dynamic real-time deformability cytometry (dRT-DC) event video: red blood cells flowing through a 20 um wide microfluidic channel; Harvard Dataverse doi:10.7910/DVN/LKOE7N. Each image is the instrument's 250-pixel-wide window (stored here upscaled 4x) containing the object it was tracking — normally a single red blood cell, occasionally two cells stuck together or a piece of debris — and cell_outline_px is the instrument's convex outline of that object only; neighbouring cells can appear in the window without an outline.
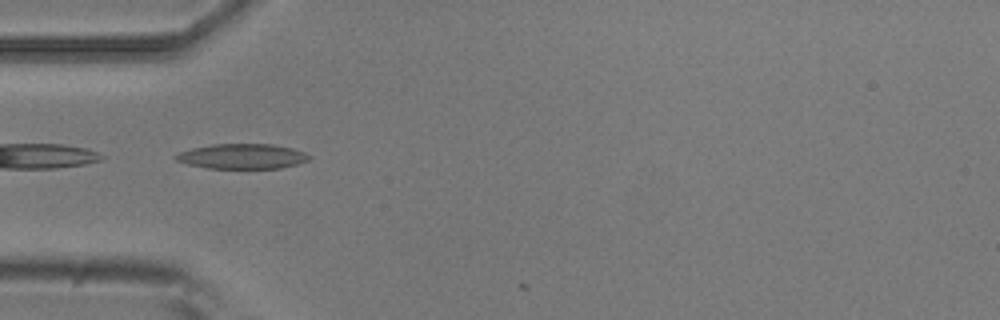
{"species": "common noctule bat (a hibernating species)", "species_latin": "Nyctalus noctula", "temperature_condition": "room temperature", "stored_images_in_passage": 3, "camera_frame_rate_fps": 3000, "um_per_image_px": 0.085, "animal": {"sex": "male", "body_mass_g": 20.5, "forearm_length_mm": 52.5}, "frame": {"image": 1, "passage_image": 2, "time_ms": 0.333, "image_size_px": [1000, 320], "cell_outline_px": [[312, 156], [308, 160], [296, 164], [280, 168], [208, 168], [188, 164], [176, 160], [176, 156], [180, 152], [192, 148], [212, 144], [272, 144], [292, 148], [304, 152]], "centroid_in_image_um": [20.61, 13.28], "position_along_channel_um": 64.4, "area_um2": 19.25}}